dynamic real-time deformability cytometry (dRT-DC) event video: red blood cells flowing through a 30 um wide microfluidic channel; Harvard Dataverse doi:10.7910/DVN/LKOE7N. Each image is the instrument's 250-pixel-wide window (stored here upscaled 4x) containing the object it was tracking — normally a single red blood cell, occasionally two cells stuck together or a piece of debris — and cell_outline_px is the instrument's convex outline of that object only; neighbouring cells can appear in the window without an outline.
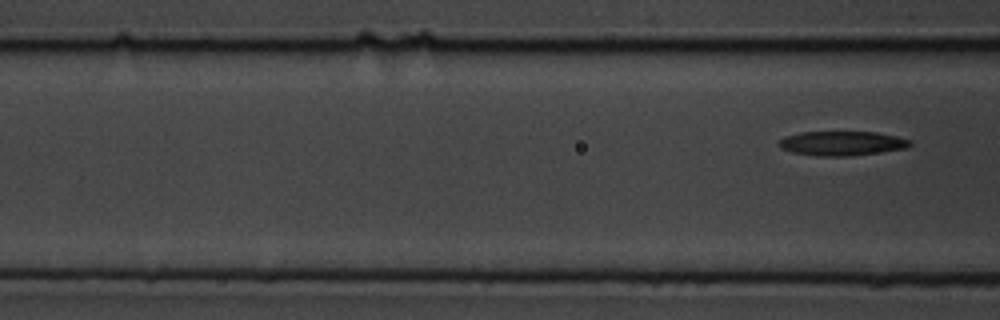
{"species": "common noctule bat (a hibernating species)", "species_latin": "Nyctalus noctula", "temperature_condition": "cold", "stored_images_in_passage": 11, "camera_frame_rate_fps": 3000, "um_per_image_px": 0.085, "animal": {"sex": "male", "body_mass_g": 19.5, "forearm_length_mm": 54.6}, "frame": {"image": 1, "passage_image": 11, "time_ms": 3.333, "image_size_px": [1000, 320], "cell_outline_px": [[912, 144], [908, 148], [848, 156], [820, 156], [792, 152], [780, 148], [776, 144], [784, 136], [800, 132], [876, 132], [896, 136], [912, 140]], "centroid_in_image_um": [71.55, 12.18], "position_along_channel_um": 95.0, "area_um2": 18.67}}